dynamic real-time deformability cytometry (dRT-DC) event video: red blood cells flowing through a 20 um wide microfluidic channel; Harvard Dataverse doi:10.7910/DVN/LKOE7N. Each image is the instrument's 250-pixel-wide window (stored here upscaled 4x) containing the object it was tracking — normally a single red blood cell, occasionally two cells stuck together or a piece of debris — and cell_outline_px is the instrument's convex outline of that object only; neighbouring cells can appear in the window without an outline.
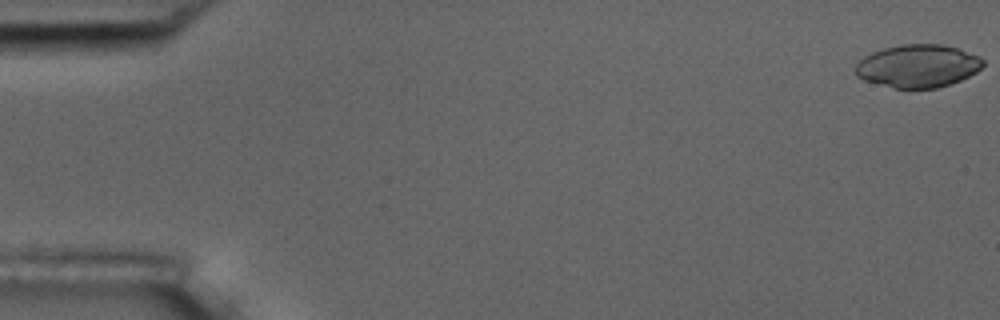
{"species": "common noctule bat (a hibernating species)", "species_latin": "Nyctalus noctula", "temperature_condition": "room temperature", "stored_images_in_passage": 6, "segment_of_instrument_passage": [2, 2], "camera_frame_rate_fps": 3000, "um_per_image_px": 0.085, "animal": {"sex": "male", "body_mass_g": 17.5, "forearm_length_mm": 52.3}, "frame": {"image": 1, "passage_image": 6, "time_ms": 1.667, "image_size_px": [1000, 320], "cell_outline_px": [[984, 64], [976, 72], [960, 80], [936, 88], [892, 88], [864, 80], [856, 76], [856, 64], [864, 56], [872, 52], [884, 48], [900, 44], [940, 44], [956, 48], [980, 56], [984, 60]], "centroid_in_image_um": [78.0, 5.6], "position_along_channel_um": 7.0, "area_um2": 31.79}}